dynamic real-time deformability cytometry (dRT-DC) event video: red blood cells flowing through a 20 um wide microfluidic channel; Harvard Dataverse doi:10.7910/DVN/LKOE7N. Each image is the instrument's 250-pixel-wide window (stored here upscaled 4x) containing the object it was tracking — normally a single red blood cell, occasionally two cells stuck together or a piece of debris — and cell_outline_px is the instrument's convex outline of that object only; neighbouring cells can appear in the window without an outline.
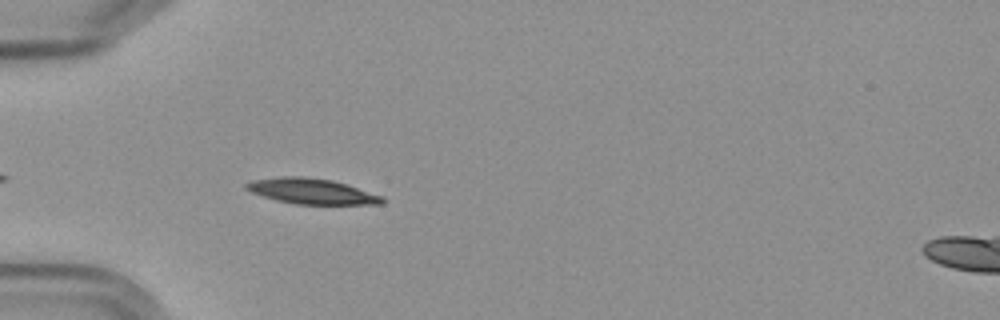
{"species": "Egyptian fruit bat (a non-hibernating species)", "species_latin": "Rousettus aegyptiacus", "temperature_condition": "cold", "stored_images_in_passage": 5, "camera_frame_rate_fps": 3000, "um_per_image_px": 0.085, "frame": {"image": 1, "passage_image": 5, "time_ms": 5.667, "image_size_px": [1000, 320], "cell_outline_px": [[384, 204], [296, 204], [276, 200], [252, 192], [244, 188], [244, 184], [252, 180], [280, 176], [304, 176], [332, 180], [384, 196]], "centroid_in_image_um": [26.48, 16.25], "position_along_channel_um": 58.5, "area_um2": 20.17}}